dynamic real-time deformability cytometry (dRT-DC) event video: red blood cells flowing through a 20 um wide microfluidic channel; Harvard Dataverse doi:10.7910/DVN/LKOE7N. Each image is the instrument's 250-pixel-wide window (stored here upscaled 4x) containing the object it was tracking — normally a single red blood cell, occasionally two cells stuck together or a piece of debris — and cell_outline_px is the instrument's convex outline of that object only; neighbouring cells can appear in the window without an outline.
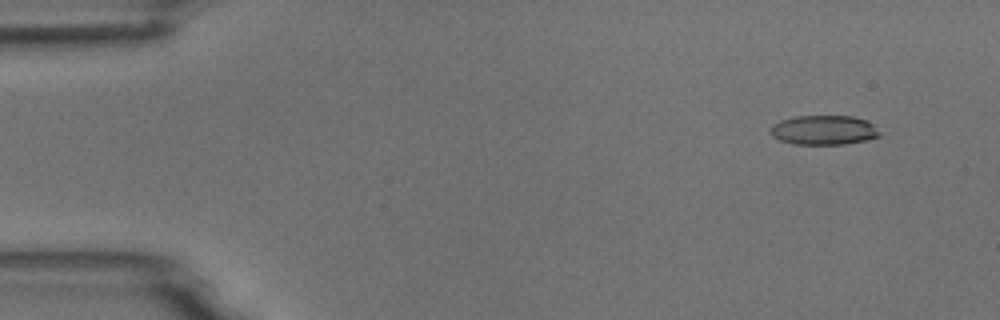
{"species": "common noctule bat (a hibernating species)", "species_latin": "Nyctalus noctula", "temperature_condition": "room temperature", "stored_images_in_passage": 5, "camera_frame_rate_fps": 3000, "um_per_image_px": 0.085, "animal": {"sex": "male", "body_mass_g": 18.8}, "frame": {"image": 1, "passage_image": 2, "time_ms": 1.333, "image_size_px": [1000, 320], "cell_outline_px": [[880, 136], [864, 140], [844, 144], [792, 144], [780, 140], [772, 136], [772, 124], [780, 120], [796, 116], [852, 116], [864, 120], [872, 124], [880, 132]], "centroid_in_image_um": [70.0, 11.05], "position_along_channel_um": 15.0, "area_um2": 18.55}}
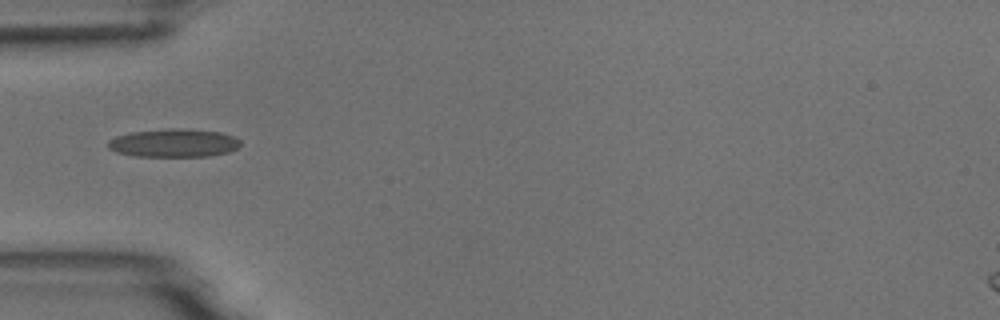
{"frame": {"image": 2, "passage_image": 5, "time_ms": 5.667, "image_size_px": [1000, 320], "cell_outline_px": [[240, 144], [236, 148], [228, 152], [208, 156], [132, 156], [116, 152], [108, 148], [108, 140], [116, 136], [132, 132], [168, 128], [180, 128], [220, 132], [236, 136], [240, 140]], "centroid_in_image_um": [14.76, 12.15], "position_along_channel_um": 70.2, "area_um2": 21.85}}